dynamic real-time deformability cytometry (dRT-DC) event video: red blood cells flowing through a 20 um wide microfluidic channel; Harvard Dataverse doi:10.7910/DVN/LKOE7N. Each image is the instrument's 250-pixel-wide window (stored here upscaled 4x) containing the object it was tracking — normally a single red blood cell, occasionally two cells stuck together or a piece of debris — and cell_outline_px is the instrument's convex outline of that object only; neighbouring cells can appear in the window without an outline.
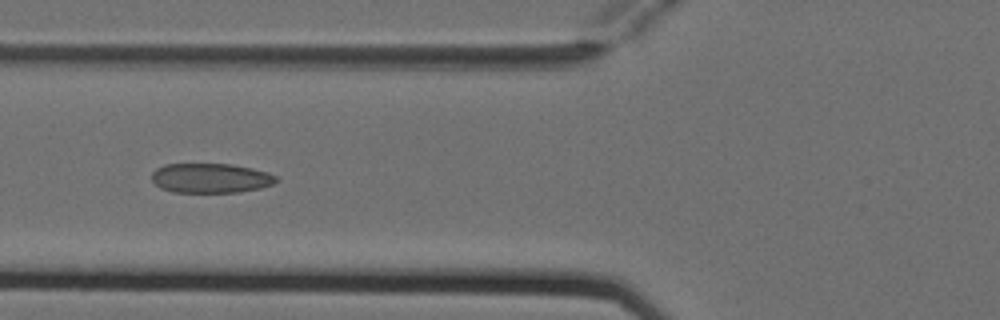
{"species": "Egyptian fruit bat (a non-hibernating species)", "species_latin": "Rousettus aegyptiacus", "temperature_condition": "cold", "stored_images_in_passage": 6, "camera_frame_rate_fps": 3000, "um_per_image_px": 0.085, "animal": {"sex": "female"}, "frame": {"image": 1, "passage_image": 4, "time_ms": 1.0, "image_size_px": [1000, 320], "cell_outline_px": [[280, 180], [272, 184], [260, 188], [236, 192], [172, 192], [160, 188], [152, 180], [152, 172], [156, 168], [164, 164], [232, 164], [252, 168], [268, 172], [276, 176]], "centroid_in_image_um": [17.9, 15.13], "position_along_channel_um": 107.9, "area_um2": 21.56}}
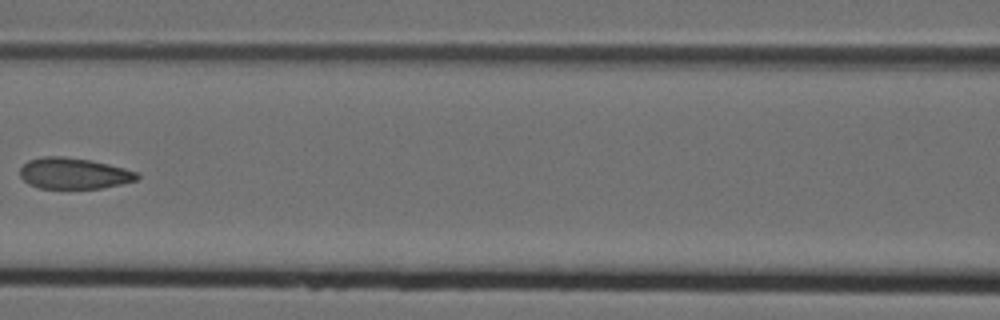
{"frame": {"image": 2, "passage_image": 5, "time_ms": 1.333, "image_size_px": [1000, 320], "cell_outline_px": [[140, 176], [136, 180], [104, 188], [40, 188], [28, 184], [20, 176], [20, 168], [28, 160], [44, 156], [60, 156], [88, 160], [108, 164], [140, 172]], "centroid_in_image_um": [6.28, 14.74], "position_along_channel_um": 160.3, "area_um2": 21.15}}
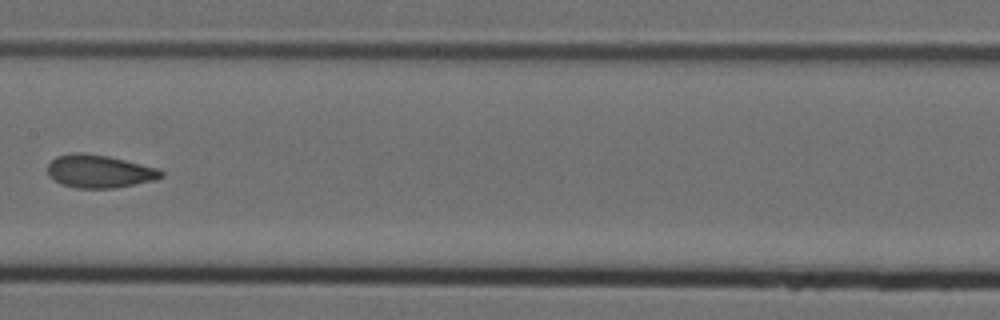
{"frame": {"image": 3, "passage_image": 6, "time_ms": 1.667, "image_size_px": [1000, 320], "cell_outline_px": [[164, 176], [156, 180], [112, 188], [76, 188], [60, 184], [48, 176], [48, 164], [56, 156], [72, 152], [84, 152], [108, 156], [156, 168], [164, 172]], "centroid_in_image_um": [8.4, 14.56], "position_along_channel_um": 199.0, "area_um2": 21.85}}